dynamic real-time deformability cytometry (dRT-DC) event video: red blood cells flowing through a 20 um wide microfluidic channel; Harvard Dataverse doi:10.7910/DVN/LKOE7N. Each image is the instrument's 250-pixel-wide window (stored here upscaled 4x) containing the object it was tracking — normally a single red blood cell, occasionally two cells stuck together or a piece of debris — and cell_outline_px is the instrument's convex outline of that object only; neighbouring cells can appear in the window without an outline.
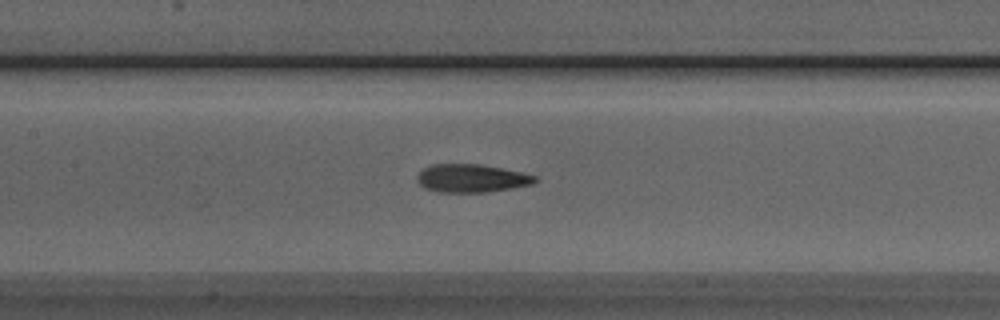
{"species": "Egyptian fruit bat (a non-hibernating species)", "species_latin": "Rousettus aegyptiacus", "temperature_condition": "room temperature", "stored_images_in_passage": 36, "camera_frame_rate_fps": 3000, "um_per_image_px": 0.085, "animal": {"sex": "male"}, "frame": {"image": 1, "passage_image": 8, "time_ms": 2.333, "image_size_px": [1000, 320], "cell_outline_px": [[540, 180], [532, 184], [512, 188], [488, 192], [440, 192], [424, 188], [416, 180], [416, 176], [424, 168], [432, 164], [480, 164], [520, 172], [536, 176]], "centroid_in_image_um": [40.07, 15.16], "position_along_channel_um": 167.3, "area_um2": 19.31}}
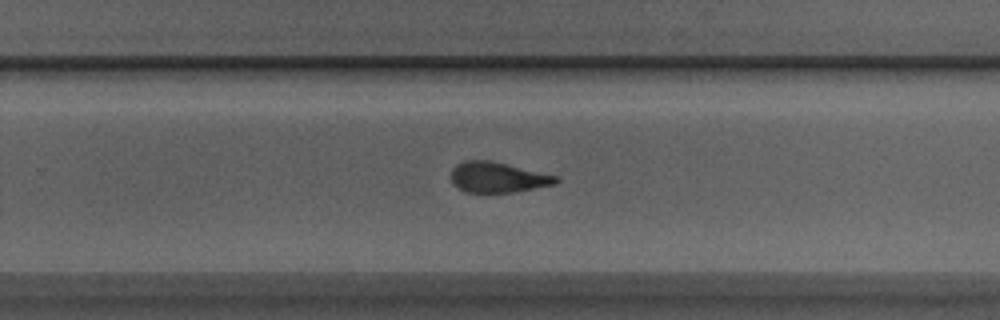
{"frame": {"image": 2, "passage_image": 17, "time_ms": 5.333, "image_size_px": [1000, 320], "cell_outline_px": [[560, 180], [556, 184], [512, 192], [464, 192], [452, 184], [452, 168], [456, 164], [464, 160], [492, 160], [560, 176]], "centroid_in_image_um": [42.33, 15.06], "position_along_channel_um": 287.5, "area_um2": 18.84}}
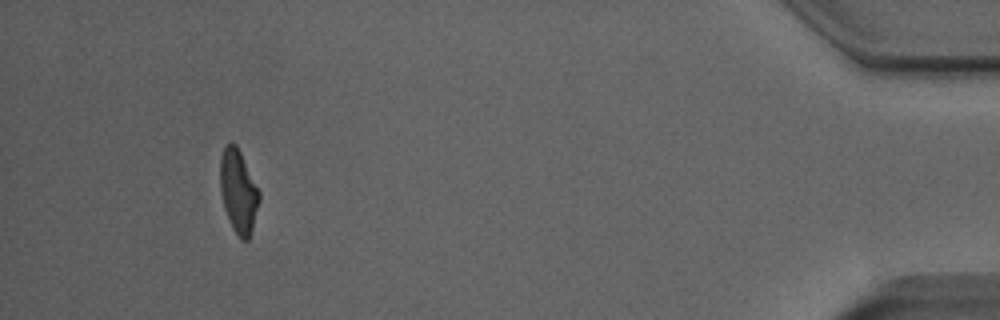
{"frame": {"image": 3, "passage_image": 32, "time_ms": 10.333, "image_size_px": [1000, 320], "cell_outline_px": [[260, 200], [252, 228], [248, 240], [240, 240], [232, 228], [228, 220], [224, 208], [220, 192], [220, 156], [224, 144], [232, 140], [236, 144], [260, 192]], "centroid_in_image_um": [20.24, 16.24], "position_along_channel_um": 415.0, "area_um2": 19.19}}